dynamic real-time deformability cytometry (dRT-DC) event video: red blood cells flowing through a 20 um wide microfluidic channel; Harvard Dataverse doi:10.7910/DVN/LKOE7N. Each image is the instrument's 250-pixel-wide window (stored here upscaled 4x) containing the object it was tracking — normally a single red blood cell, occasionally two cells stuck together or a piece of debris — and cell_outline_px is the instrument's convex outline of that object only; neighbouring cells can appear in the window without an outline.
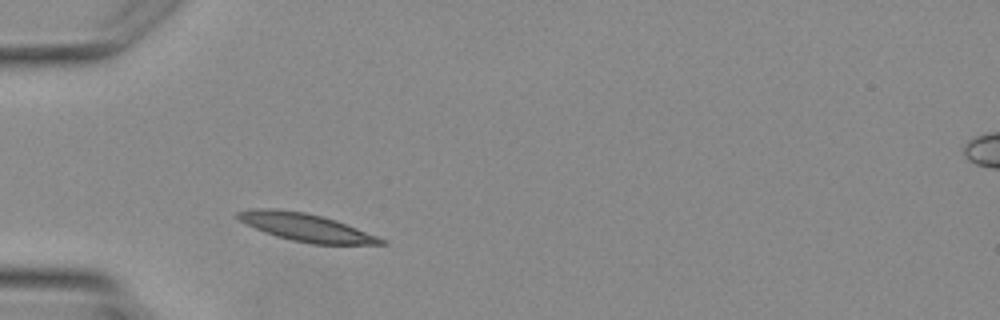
{"species": "Egyptian fruit bat (a non-hibernating species)", "species_latin": "Rousettus aegyptiacus", "temperature_condition": "warm", "stored_images_in_passage": 2, "camera_frame_rate_fps": 3000, "um_per_image_px": 0.085, "animal": {"sex": "female"}, "frame": {"image": 1, "passage_image": 1, "time_ms": 0.0, "image_size_px": [1000, 320], "cell_outline_px": [[388, 244], [312, 244], [292, 240], [276, 236], [264, 232], [244, 224], [236, 216], [236, 212], [252, 208], [276, 208], [304, 212], [336, 220], [388, 240]], "centroid_in_image_um": [25.99, 19.32], "position_along_channel_um": 59.0, "area_um2": 23.24}}